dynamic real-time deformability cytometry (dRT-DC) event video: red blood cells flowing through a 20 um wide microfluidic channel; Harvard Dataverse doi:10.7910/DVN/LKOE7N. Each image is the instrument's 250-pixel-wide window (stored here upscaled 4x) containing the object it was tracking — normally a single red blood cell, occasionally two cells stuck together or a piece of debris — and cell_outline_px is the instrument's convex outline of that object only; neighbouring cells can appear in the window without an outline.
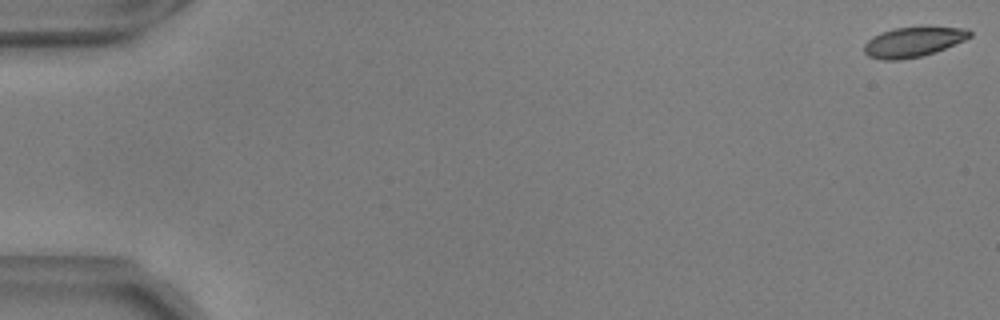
{"species": "common noctule bat (a hibernating species)", "species_latin": "Nyctalus noctula", "temperature_condition": "warm", "stored_images_in_passage": 56, "camera_frame_rate_fps": 3000, "um_per_image_px": 0.085, "animal": {"sex": "male", "body_mass_g": 17.9, "forearm_length_mm": 54.2}, "frame": {"image": 1, "passage_image": 1, "time_ms": 0.0, "image_size_px": [1000, 320], "cell_outline_px": [[972, 36], [964, 40], [936, 52], [920, 56], [900, 60], [880, 60], [868, 56], [864, 52], [864, 44], [872, 36], [880, 32], [896, 28], [968, 28], [972, 32]], "centroid_in_image_um": [77.59, 3.59], "position_along_channel_um": 7.4, "area_um2": 18.21}}
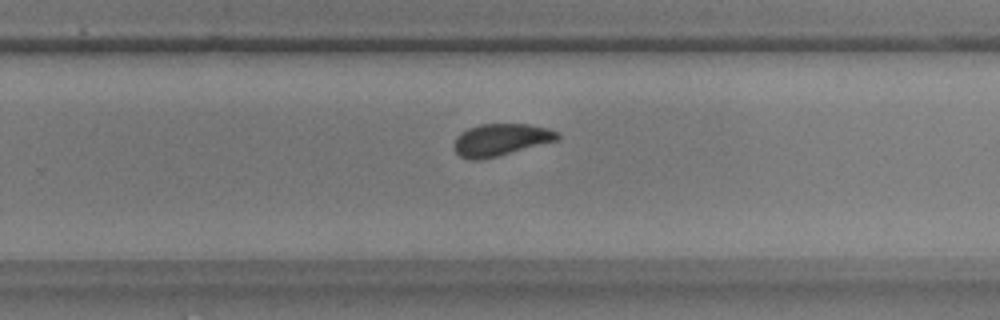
{"frame": {"image": 2, "passage_image": 37, "time_ms": 12.0, "image_size_px": [1000, 320], "cell_outline_px": [[560, 140], [480, 160], [468, 160], [460, 156], [452, 148], [452, 144], [456, 136], [460, 132], [468, 128], [480, 124], [528, 124], [548, 128], [560, 132]], "centroid_in_image_um": [42.55, 11.88], "position_along_channel_um": 287.3, "area_um2": 19.65}}
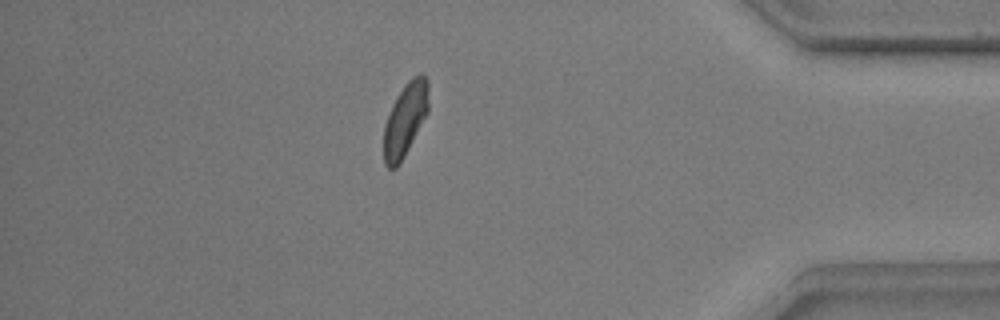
{"frame": {"image": 3, "passage_image": 49, "time_ms": 16.0, "image_size_px": [1000, 320], "cell_outline_px": [[428, 112], [400, 164], [396, 168], [388, 168], [384, 164], [384, 124], [392, 104], [396, 96], [404, 84], [412, 76], [420, 72], [428, 80]], "centroid_in_image_um": [34.44, 10.14], "position_along_channel_um": 400.8, "area_um2": 19.25}, "authors_computed_cell_mechanics": {"area_um2": 19.363, "velocity_mm_per_s": 3.6693, "shape_relaxation_time_tau1_ms": 2.7866, "shape_relaxation_time_tau2_ms": 1.0014, "deformation_change_tau1": 0.0999, "deformation_change_tau2": 0.0494}}